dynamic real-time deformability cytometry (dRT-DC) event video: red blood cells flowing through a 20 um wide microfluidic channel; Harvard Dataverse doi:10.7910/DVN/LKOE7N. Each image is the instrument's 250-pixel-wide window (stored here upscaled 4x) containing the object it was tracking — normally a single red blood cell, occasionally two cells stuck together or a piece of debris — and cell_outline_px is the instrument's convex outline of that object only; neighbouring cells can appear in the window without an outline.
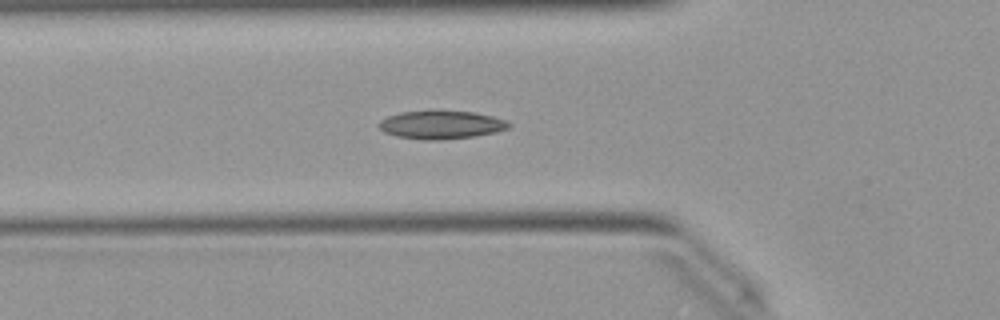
{"species": "Egyptian fruit bat (a non-hibernating species)", "species_latin": "Rousettus aegyptiacus", "temperature_condition": "warm", "stored_images_in_passage": 11, "camera_frame_rate_fps": 3000, "um_per_image_px": 0.085, "animal": {"sex": "female"}, "frame": {"image": 1, "passage_image": 9, "time_ms": 2.667, "image_size_px": [1000, 320], "cell_outline_px": [[512, 124], [508, 128], [496, 132], [476, 136], [444, 140], [424, 140], [396, 136], [384, 132], [376, 124], [380, 120], [388, 116], [400, 112], [472, 112], [492, 116], [508, 120]], "centroid_in_image_um": [37.51, 10.63], "position_along_channel_um": 88.3, "area_um2": 21.21}}